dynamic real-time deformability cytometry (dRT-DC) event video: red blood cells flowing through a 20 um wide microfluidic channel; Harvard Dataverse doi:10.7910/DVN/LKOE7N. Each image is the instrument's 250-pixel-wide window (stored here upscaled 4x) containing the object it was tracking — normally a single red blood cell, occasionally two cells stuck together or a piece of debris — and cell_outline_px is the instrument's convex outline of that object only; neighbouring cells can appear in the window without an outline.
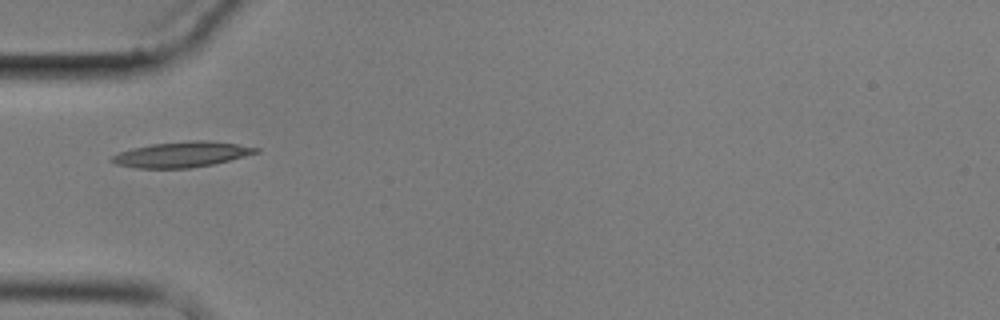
{"species": "common noctule bat (a hibernating species)", "species_latin": "Nyctalus noctula", "temperature_condition": "cold", "stored_images_in_passage": 11, "camera_frame_rate_fps": 3000, "um_per_image_px": 0.085, "animal": {"sex": "male", "body_mass_g": 17.9}, "frame": {"image": 1, "passage_image": 1, "time_ms": 0.0, "image_size_px": [1000, 320], "cell_outline_px": [[260, 152], [212, 164], [188, 168], [136, 168], [116, 164], [108, 160], [112, 156], [120, 152], [132, 148], [152, 144], [192, 140], [208, 140], [236, 144], [260, 148]], "centroid_in_image_um": [15.42, 13.12], "position_along_channel_um": 69.6, "area_um2": 21.21}}
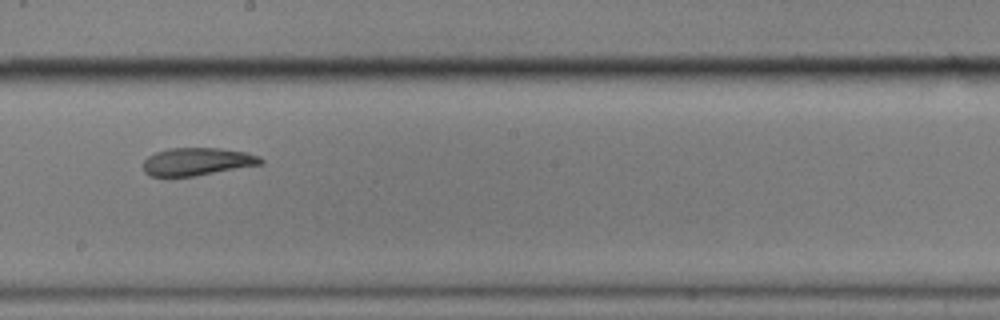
{"frame": {"image": 2, "passage_image": 5, "time_ms": 4.667, "image_size_px": [1000, 320], "cell_outline_px": [[264, 164], [196, 176], [152, 176], [144, 172], [144, 160], [148, 156], [156, 152], [168, 148], [220, 148], [248, 152], [260, 156], [264, 160]], "centroid_in_image_um": [16.82, 13.73], "position_along_channel_um": 231.4, "area_um2": 19.19}}
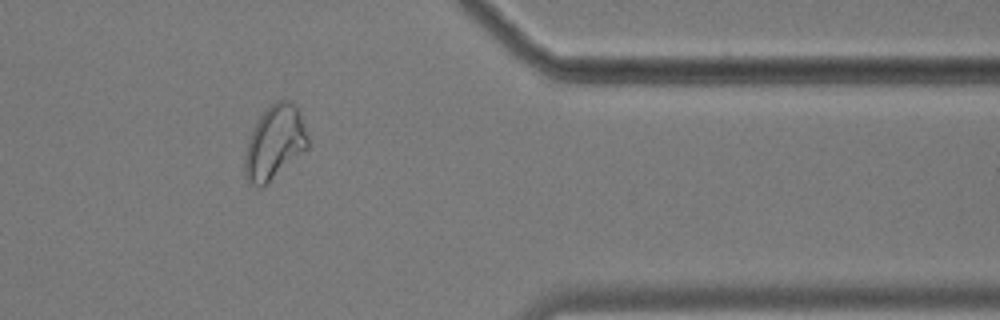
{"frame": {"image": 3, "passage_image": 9, "time_ms": 9.667, "image_size_px": [1000, 320], "cell_outline_px": [[308, 148], [264, 188], [260, 188], [248, 184], [244, 180], [244, 152], [248, 140], [256, 120], [276, 100], [288, 100], [296, 108], [300, 116], [308, 136]], "centroid_in_image_um": [23.29, 12.21], "position_along_channel_um": 388.1, "area_um2": 27.4}, "authors_computed_cell_mechanics": {"area_um2": 19.4786, "velocity_mm_per_s": 3.4761, "shape_relaxation_time_tau1_ms": null, "shape_relaxation_time_tau2_ms": 3.6443, "deformation_change_tau1": null, "deformation_change_tau2": 0.0901}}